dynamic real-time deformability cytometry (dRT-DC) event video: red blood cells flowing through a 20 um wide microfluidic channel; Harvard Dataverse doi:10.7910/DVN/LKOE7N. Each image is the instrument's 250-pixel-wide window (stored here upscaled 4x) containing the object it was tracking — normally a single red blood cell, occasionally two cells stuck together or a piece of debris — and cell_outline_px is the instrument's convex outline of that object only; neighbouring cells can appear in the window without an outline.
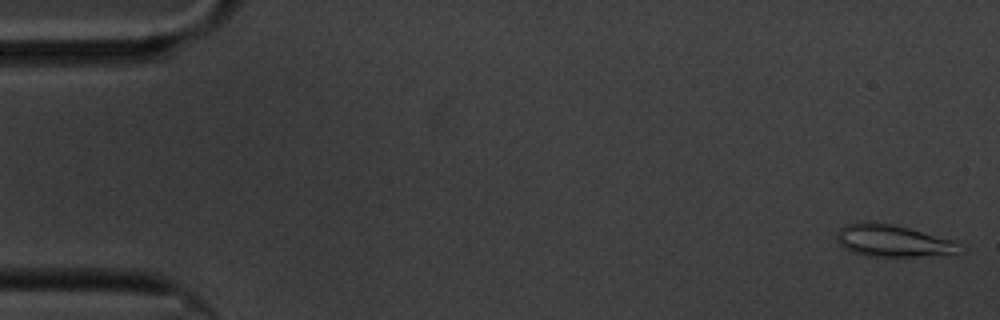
{"species": "common noctule bat (a hibernating species)", "species_latin": "Nyctalus noctula", "temperature_condition": "cold", "stored_images_in_passage": 60, "camera_frame_rate_fps": 3000, "um_per_image_px": 0.085, "animal": {"sex": "male", "body_mass_g": 20.1, "forearm_length_mm": 53.5}, "frame": {"image": 1, "passage_image": 2, "time_ms": 0.333, "image_size_px": [1000, 320], "cell_outline_px": [[956, 248], [952, 252], [916, 256], [864, 256], [848, 252], [836, 240], [836, 232], [844, 224], [864, 220], [892, 224], [908, 228], [952, 240], [956, 244]], "centroid_in_image_um": [75.65, 20.43], "position_along_channel_um": 9.4, "area_um2": 22.48}}
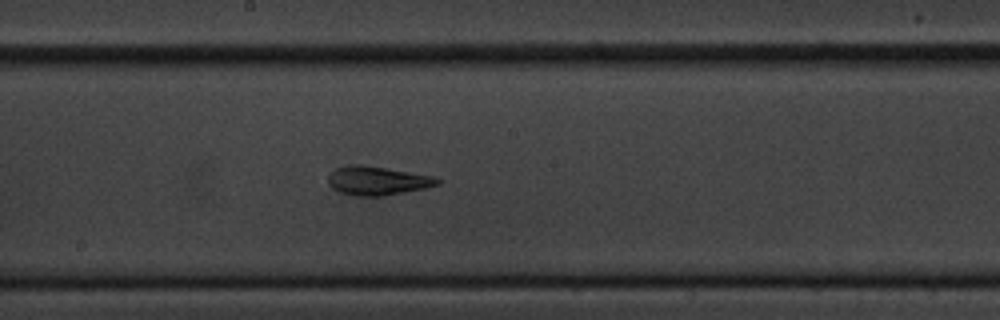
{"frame": {"image": 2, "passage_image": 32, "time_ms": 10.333, "image_size_px": [1000, 320], "cell_outline_px": [[444, 180], [440, 184], [424, 188], [384, 196], [356, 196], [340, 192], [332, 188], [328, 184], [328, 176], [336, 168], [348, 164], [360, 164], [436, 176]], "centroid_in_image_um": [32.1, 15.36], "position_along_channel_um": 216.1, "area_um2": 18.5}}
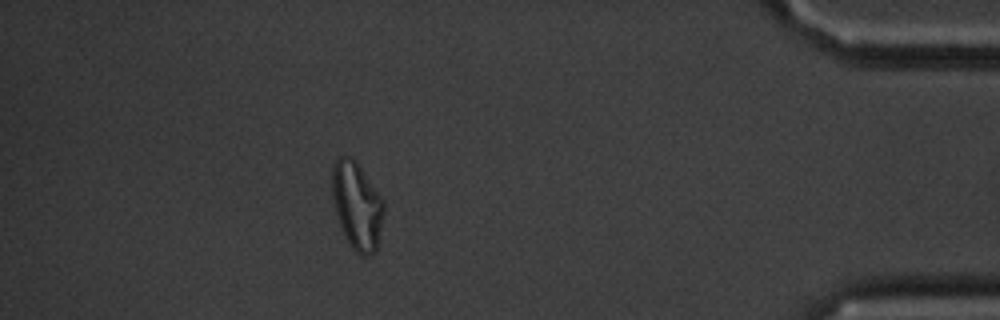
{"frame": {"image": 3, "passage_image": 53, "time_ms": 17.333, "image_size_px": [1000, 320], "cell_outline_px": [[384, 212], [376, 252], [368, 256], [360, 256], [352, 248], [340, 224], [336, 212], [332, 196], [332, 172], [336, 160], [340, 156], [348, 156], [356, 160], [384, 200]], "centroid_in_image_um": [30.36, 17.48], "position_along_channel_um": 404.8, "area_um2": 26.18}, "authors_computed_cell_mechanics": {"area_um2": 19.4786, "velocity_mm_per_s": 3.3758, "shape_relaxation_time_tau1_ms": 6.2449, "shape_relaxation_time_tau2_ms": 1.9678, "deformation_change_tau1": 0.2431, "deformation_change_tau2": 0.1123}}